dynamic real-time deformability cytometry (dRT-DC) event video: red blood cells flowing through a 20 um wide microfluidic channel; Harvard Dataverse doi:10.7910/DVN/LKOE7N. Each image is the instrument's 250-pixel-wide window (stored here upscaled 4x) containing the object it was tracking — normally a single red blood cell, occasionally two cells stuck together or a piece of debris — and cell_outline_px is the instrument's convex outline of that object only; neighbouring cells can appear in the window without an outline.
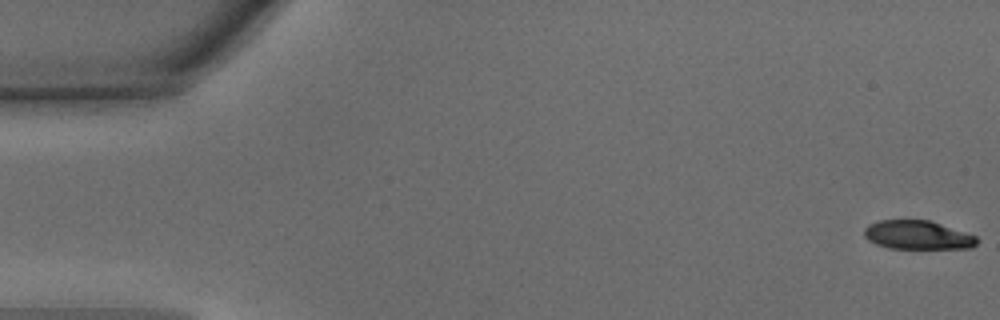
{"species": "common noctule bat (a hibernating species)", "species_latin": "Nyctalus noctula", "temperature_condition": "warm", "stored_images_in_passage": 4, "camera_frame_rate_fps": 3000, "um_per_image_px": 0.085, "animal": {"sex": "male", "body_mass_g": 15.6}, "frame": {"image": 1, "passage_image": 1, "time_ms": 0.0, "image_size_px": [1000, 320], "cell_outline_px": [[980, 240], [972, 248], [888, 248], [876, 244], [868, 240], [864, 236], [864, 228], [868, 224], [880, 220], [928, 220], [976, 236]], "centroid_in_image_um": [77.97, 19.98], "position_along_channel_um": 7.0, "area_um2": 18.79}}